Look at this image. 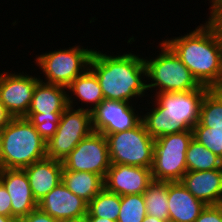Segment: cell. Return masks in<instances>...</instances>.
Masks as SVG:
<instances>
[{"label":"cell","instance_id":"obj_12","mask_svg":"<svg viewBox=\"0 0 222 222\" xmlns=\"http://www.w3.org/2000/svg\"><path fill=\"white\" fill-rule=\"evenodd\" d=\"M39 80L23 71L17 74L0 72V101L13 118L27 115Z\"/></svg>","mask_w":222,"mask_h":222},{"label":"cell","instance_id":"obj_9","mask_svg":"<svg viewBox=\"0 0 222 222\" xmlns=\"http://www.w3.org/2000/svg\"><path fill=\"white\" fill-rule=\"evenodd\" d=\"M94 49L73 46L68 49H57L36 56L37 66L45 75L41 81L68 87L88 67Z\"/></svg>","mask_w":222,"mask_h":222},{"label":"cell","instance_id":"obj_17","mask_svg":"<svg viewBox=\"0 0 222 222\" xmlns=\"http://www.w3.org/2000/svg\"><path fill=\"white\" fill-rule=\"evenodd\" d=\"M180 183L206 205L222 204V168L186 172Z\"/></svg>","mask_w":222,"mask_h":222},{"label":"cell","instance_id":"obj_24","mask_svg":"<svg viewBox=\"0 0 222 222\" xmlns=\"http://www.w3.org/2000/svg\"><path fill=\"white\" fill-rule=\"evenodd\" d=\"M121 196L108 191L105 187L88 203L86 216L118 220Z\"/></svg>","mask_w":222,"mask_h":222},{"label":"cell","instance_id":"obj_29","mask_svg":"<svg viewBox=\"0 0 222 222\" xmlns=\"http://www.w3.org/2000/svg\"><path fill=\"white\" fill-rule=\"evenodd\" d=\"M18 222H59V220L52 218L37 207L27 216L21 218Z\"/></svg>","mask_w":222,"mask_h":222},{"label":"cell","instance_id":"obj_2","mask_svg":"<svg viewBox=\"0 0 222 222\" xmlns=\"http://www.w3.org/2000/svg\"><path fill=\"white\" fill-rule=\"evenodd\" d=\"M131 52L107 55L93 50L89 68L95 73L106 100L132 102L147 91L146 65L143 57Z\"/></svg>","mask_w":222,"mask_h":222},{"label":"cell","instance_id":"obj_3","mask_svg":"<svg viewBox=\"0 0 222 222\" xmlns=\"http://www.w3.org/2000/svg\"><path fill=\"white\" fill-rule=\"evenodd\" d=\"M210 88L200 86L185 92L155 93V100L143 115L142 122L147 133L157 139L160 136L180 133L192 128L199 122L200 107L205 93Z\"/></svg>","mask_w":222,"mask_h":222},{"label":"cell","instance_id":"obj_32","mask_svg":"<svg viewBox=\"0 0 222 222\" xmlns=\"http://www.w3.org/2000/svg\"><path fill=\"white\" fill-rule=\"evenodd\" d=\"M86 222H116L109 220L107 218H100V217H95V216H85Z\"/></svg>","mask_w":222,"mask_h":222},{"label":"cell","instance_id":"obj_19","mask_svg":"<svg viewBox=\"0 0 222 222\" xmlns=\"http://www.w3.org/2000/svg\"><path fill=\"white\" fill-rule=\"evenodd\" d=\"M169 222H194L207 206L195 198L180 182H168Z\"/></svg>","mask_w":222,"mask_h":222},{"label":"cell","instance_id":"obj_25","mask_svg":"<svg viewBox=\"0 0 222 222\" xmlns=\"http://www.w3.org/2000/svg\"><path fill=\"white\" fill-rule=\"evenodd\" d=\"M198 123L210 128L222 125V88H212L205 93Z\"/></svg>","mask_w":222,"mask_h":222},{"label":"cell","instance_id":"obj_4","mask_svg":"<svg viewBox=\"0 0 222 222\" xmlns=\"http://www.w3.org/2000/svg\"><path fill=\"white\" fill-rule=\"evenodd\" d=\"M46 146V141L26 118H12L2 129L0 169H24L45 159Z\"/></svg>","mask_w":222,"mask_h":222},{"label":"cell","instance_id":"obj_37","mask_svg":"<svg viewBox=\"0 0 222 222\" xmlns=\"http://www.w3.org/2000/svg\"><path fill=\"white\" fill-rule=\"evenodd\" d=\"M1 134H2V129H0V143H1Z\"/></svg>","mask_w":222,"mask_h":222},{"label":"cell","instance_id":"obj_8","mask_svg":"<svg viewBox=\"0 0 222 222\" xmlns=\"http://www.w3.org/2000/svg\"><path fill=\"white\" fill-rule=\"evenodd\" d=\"M105 137L111 164L151 169L155 139L147 133L142 121L132 129L108 134Z\"/></svg>","mask_w":222,"mask_h":222},{"label":"cell","instance_id":"obj_7","mask_svg":"<svg viewBox=\"0 0 222 222\" xmlns=\"http://www.w3.org/2000/svg\"><path fill=\"white\" fill-rule=\"evenodd\" d=\"M192 138V130H186L155 139L151 167L153 180L181 181L187 172L186 152Z\"/></svg>","mask_w":222,"mask_h":222},{"label":"cell","instance_id":"obj_35","mask_svg":"<svg viewBox=\"0 0 222 222\" xmlns=\"http://www.w3.org/2000/svg\"><path fill=\"white\" fill-rule=\"evenodd\" d=\"M59 222H86V219L85 217H81V218H74V219L59 220Z\"/></svg>","mask_w":222,"mask_h":222},{"label":"cell","instance_id":"obj_6","mask_svg":"<svg viewBox=\"0 0 222 222\" xmlns=\"http://www.w3.org/2000/svg\"><path fill=\"white\" fill-rule=\"evenodd\" d=\"M67 88L41 80L35 86L26 118L46 141L56 133L61 114L68 107Z\"/></svg>","mask_w":222,"mask_h":222},{"label":"cell","instance_id":"obj_18","mask_svg":"<svg viewBox=\"0 0 222 222\" xmlns=\"http://www.w3.org/2000/svg\"><path fill=\"white\" fill-rule=\"evenodd\" d=\"M37 202L62 182L63 163L45 158L24 168Z\"/></svg>","mask_w":222,"mask_h":222},{"label":"cell","instance_id":"obj_14","mask_svg":"<svg viewBox=\"0 0 222 222\" xmlns=\"http://www.w3.org/2000/svg\"><path fill=\"white\" fill-rule=\"evenodd\" d=\"M152 181L150 168L111 164L104 179V187L120 196L143 194Z\"/></svg>","mask_w":222,"mask_h":222},{"label":"cell","instance_id":"obj_27","mask_svg":"<svg viewBox=\"0 0 222 222\" xmlns=\"http://www.w3.org/2000/svg\"><path fill=\"white\" fill-rule=\"evenodd\" d=\"M192 133L193 139L219 157L222 156V125L210 128L197 123Z\"/></svg>","mask_w":222,"mask_h":222},{"label":"cell","instance_id":"obj_5","mask_svg":"<svg viewBox=\"0 0 222 222\" xmlns=\"http://www.w3.org/2000/svg\"><path fill=\"white\" fill-rule=\"evenodd\" d=\"M158 56L145 59L147 90L156 88L160 92H185L196 90L201 85L176 53L164 42H160ZM150 80L152 81L151 83ZM159 90V91H158ZM158 91V92H157Z\"/></svg>","mask_w":222,"mask_h":222},{"label":"cell","instance_id":"obj_23","mask_svg":"<svg viewBox=\"0 0 222 222\" xmlns=\"http://www.w3.org/2000/svg\"><path fill=\"white\" fill-rule=\"evenodd\" d=\"M187 172L222 168L220 157L192 138L186 152Z\"/></svg>","mask_w":222,"mask_h":222},{"label":"cell","instance_id":"obj_10","mask_svg":"<svg viewBox=\"0 0 222 222\" xmlns=\"http://www.w3.org/2000/svg\"><path fill=\"white\" fill-rule=\"evenodd\" d=\"M93 131L92 113L68 106L60 116L56 133L47 142L46 158L63 161Z\"/></svg>","mask_w":222,"mask_h":222},{"label":"cell","instance_id":"obj_26","mask_svg":"<svg viewBox=\"0 0 222 222\" xmlns=\"http://www.w3.org/2000/svg\"><path fill=\"white\" fill-rule=\"evenodd\" d=\"M146 215V205L143 194L121 196L117 222H142Z\"/></svg>","mask_w":222,"mask_h":222},{"label":"cell","instance_id":"obj_15","mask_svg":"<svg viewBox=\"0 0 222 222\" xmlns=\"http://www.w3.org/2000/svg\"><path fill=\"white\" fill-rule=\"evenodd\" d=\"M0 182L10 194L12 217L17 222L37 208L24 169H0Z\"/></svg>","mask_w":222,"mask_h":222},{"label":"cell","instance_id":"obj_22","mask_svg":"<svg viewBox=\"0 0 222 222\" xmlns=\"http://www.w3.org/2000/svg\"><path fill=\"white\" fill-rule=\"evenodd\" d=\"M146 214L169 221L167 181L153 180L143 193Z\"/></svg>","mask_w":222,"mask_h":222},{"label":"cell","instance_id":"obj_16","mask_svg":"<svg viewBox=\"0 0 222 222\" xmlns=\"http://www.w3.org/2000/svg\"><path fill=\"white\" fill-rule=\"evenodd\" d=\"M37 207L52 218L65 220L85 217L88 203L61 182L38 202Z\"/></svg>","mask_w":222,"mask_h":222},{"label":"cell","instance_id":"obj_13","mask_svg":"<svg viewBox=\"0 0 222 222\" xmlns=\"http://www.w3.org/2000/svg\"><path fill=\"white\" fill-rule=\"evenodd\" d=\"M132 105L130 102L104 99L91 112L93 130L107 136L134 128L142 121V115Z\"/></svg>","mask_w":222,"mask_h":222},{"label":"cell","instance_id":"obj_20","mask_svg":"<svg viewBox=\"0 0 222 222\" xmlns=\"http://www.w3.org/2000/svg\"><path fill=\"white\" fill-rule=\"evenodd\" d=\"M67 92L71 94L69 95L68 93L67 95L68 106L75 107L78 105V102L74 101L79 99L78 101H81V105L82 103H86L85 106H87L86 108L85 106L79 107V109H85L89 112H92L104 100L97 77L89 67L72 81V83L67 87ZM72 96L77 98L73 97L72 99ZM75 103L76 105H74Z\"/></svg>","mask_w":222,"mask_h":222},{"label":"cell","instance_id":"obj_36","mask_svg":"<svg viewBox=\"0 0 222 222\" xmlns=\"http://www.w3.org/2000/svg\"><path fill=\"white\" fill-rule=\"evenodd\" d=\"M0 222H17L13 217L0 215Z\"/></svg>","mask_w":222,"mask_h":222},{"label":"cell","instance_id":"obj_11","mask_svg":"<svg viewBox=\"0 0 222 222\" xmlns=\"http://www.w3.org/2000/svg\"><path fill=\"white\" fill-rule=\"evenodd\" d=\"M62 163L66 170L90 172L105 179L111 166L105 135L93 131L78 143Z\"/></svg>","mask_w":222,"mask_h":222},{"label":"cell","instance_id":"obj_30","mask_svg":"<svg viewBox=\"0 0 222 222\" xmlns=\"http://www.w3.org/2000/svg\"><path fill=\"white\" fill-rule=\"evenodd\" d=\"M0 215L12 217L11 198L4 185L0 182Z\"/></svg>","mask_w":222,"mask_h":222},{"label":"cell","instance_id":"obj_31","mask_svg":"<svg viewBox=\"0 0 222 222\" xmlns=\"http://www.w3.org/2000/svg\"><path fill=\"white\" fill-rule=\"evenodd\" d=\"M13 117L8 113L0 101V129H4Z\"/></svg>","mask_w":222,"mask_h":222},{"label":"cell","instance_id":"obj_28","mask_svg":"<svg viewBox=\"0 0 222 222\" xmlns=\"http://www.w3.org/2000/svg\"><path fill=\"white\" fill-rule=\"evenodd\" d=\"M194 222H222V204L207 205Z\"/></svg>","mask_w":222,"mask_h":222},{"label":"cell","instance_id":"obj_21","mask_svg":"<svg viewBox=\"0 0 222 222\" xmlns=\"http://www.w3.org/2000/svg\"><path fill=\"white\" fill-rule=\"evenodd\" d=\"M62 183L76 196L89 203L103 188L104 179L94 173L71 171L63 167Z\"/></svg>","mask_w":222,"mask_h":222},{"label":"cell","instance_id":"obj_1","mask_svg":"<svg viewBox=\"0 0 222 222\" xmlns=\"http://www.w3.org/2000/svg\"><path fill=\"white\" fill-rule=\"evenodd\" d=\"M163 41L200 85L222 88V32L210 16L208 21L184 36Z\"/></svg>","mask_w":222,"mask_h":222},{"label":"cell","instance_id":"obj_34","mask_svg":"<svg viewBox=\"0 0 222 222\" xmlns=\"http://www.w3.org/2000/svg\"><path fill=\"white\" fill-rule=\"evenodd\" d=\"M209 2L211 3V6L209 7L211 13L220 3H222V0H210Z\"/></svg>","mask_w":222,"mask_h":222},{"label":"cell","instance_id":"obj_33","mask_svg":"<svg viewBox=\"0 0 222 222\" xmlns=\"http://www.w3.org/2000/svg\"><path fill=\"white\" fill-rule=\"evenodd\" d=\"M142 222H169V221L159 220L156 217L146 215Z\"/></svg>","mask_w":222,"mask_h":222}]
</instances>
